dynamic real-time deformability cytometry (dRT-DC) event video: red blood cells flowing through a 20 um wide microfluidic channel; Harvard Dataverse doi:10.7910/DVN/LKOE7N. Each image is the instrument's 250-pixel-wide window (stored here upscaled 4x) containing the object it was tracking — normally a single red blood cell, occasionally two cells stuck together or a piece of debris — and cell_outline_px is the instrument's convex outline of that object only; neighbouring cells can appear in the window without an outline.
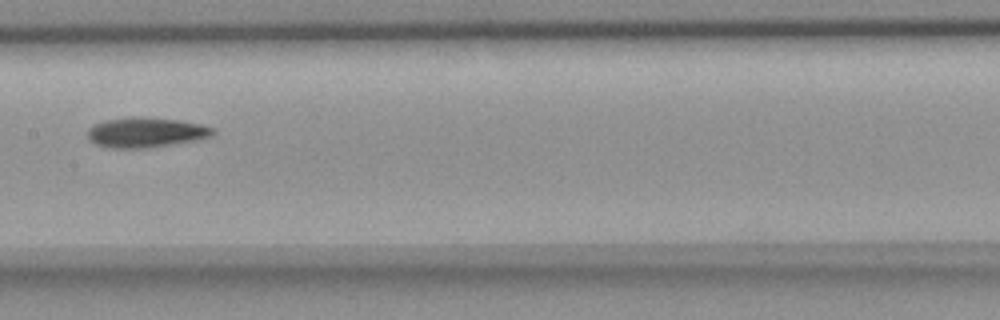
{"species": "common noctule bat (a hibernating species)", "species_latin": "Nyctalus noctula", "temperature_condition": "room temperature", "stored_images_in_passage": 5, "camera_frame_rate_fps": 3000, "um_per_image_px": 0.085, "animal": {"sex": "female", "body_mass_g": 18.4}, "frame": {"image": 1, "passage_image": 5, "time_ms": 4.667, "image_size_px": [1000, 320], "cell_outline_px": [[216, 132], [212, 136], [196, 140], [148, 148], [108, 148], [96, 144], [88, 140], [88, 128], [92, 124], [104, 120], [128, 116], [136, 116], [180, 120], [200, 124], [212, 128]], "centroid_in_image_um": [12.35, 11.25], "position_along_channel_um": 195.1, "area_um2": 22.2}}